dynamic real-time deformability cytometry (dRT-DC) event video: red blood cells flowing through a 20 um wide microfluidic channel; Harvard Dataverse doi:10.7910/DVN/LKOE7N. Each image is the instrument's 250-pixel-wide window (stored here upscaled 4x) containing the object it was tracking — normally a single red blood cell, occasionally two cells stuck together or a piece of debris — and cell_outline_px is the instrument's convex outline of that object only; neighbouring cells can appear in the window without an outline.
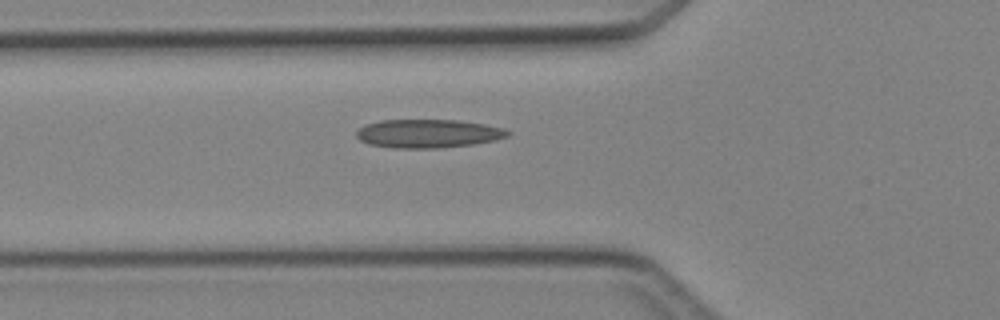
{"species": "Egyptian fruit bat (a non-hibernating species)", "species_latin": "Rousettus aegyptiacus", "temperature_condition": "cold", "stored_images_in_passage": 5, "camera_frame_rate_fps": 3000, "um_per_image_px": 0.085, "animal": {"sex": "female"}, "frame": {"image": 1, "passage_image": 5, "time_ms": 5.667, "image_size_px": [1000, 320], "cell_outline_px": [[512, 132], [508, 136], [496, 140], [472, 144], [440, 148], [392, 148], [368, 144], [360, 140], [356, 136], [356, 132], [364, 124], [380, 120], [456, 120], [484, 124], [504, 128]], "centroid_in_image_um": [36.38, 11.35], "position_along_channel_um": 89.4, "area_um2": 25.26}}